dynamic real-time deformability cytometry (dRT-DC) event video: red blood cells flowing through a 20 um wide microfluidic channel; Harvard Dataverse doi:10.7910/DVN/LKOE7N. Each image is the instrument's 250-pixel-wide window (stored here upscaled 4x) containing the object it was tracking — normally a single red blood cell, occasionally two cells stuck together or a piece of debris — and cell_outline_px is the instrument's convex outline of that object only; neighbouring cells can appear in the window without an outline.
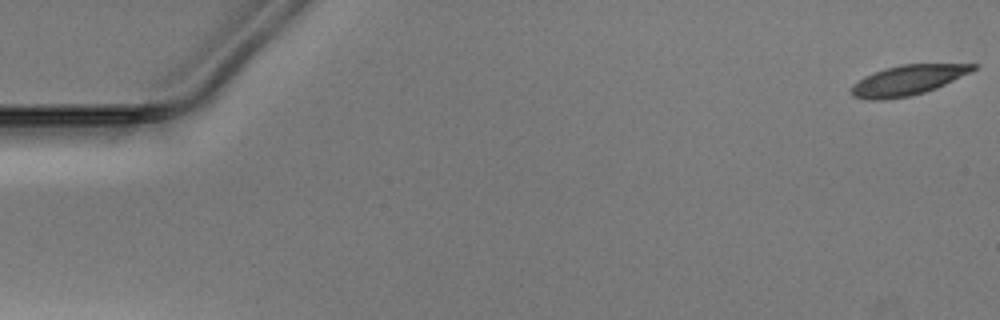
{"species": "Egyptian fruit bat (a non-hibernating species)", "species_latin": "Rousettus aegyptiacus", "temperature_condition": "warm", "stored_images_in_passage": 50, "camera_frame_rate_fps": 3000, "um_per_image_px": 0.085, "animal": {"sex": "male"}, "frame": {"image": 1, "passage_image": 1, "time_ms": 0.0, "image_size_px": [1000, 320], "cell_outline_px": [[980, 64], [972, 72], [936, 88], [924, 92], [908, 96], [880, 100], [872, 100], [852, 96], [852, 84], [864, 76], [884, 68], [900, 64]], "centroid_in_image_um": [77.17, 6.8], "position_along_channel_um": 7.8, "area_um2": 21.21}}
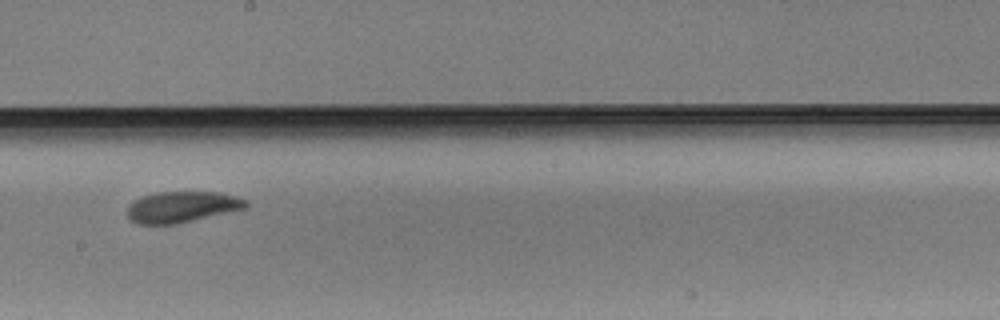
{"frame": {"image": 2, "passage_image": 30, "time_ms": 9.667, "image_size_px": [1000, 320], "cell_outline_px": [[248, 208], [176, 224], [136, 224], [128, 220], [128, 204], [144, 196], [156, 192], [220, 192], [248, 200]], "centroid_in_image_um": [15.48, 17.59], "position_along_channel_um": 232.7, "area_um2": 21.56}}
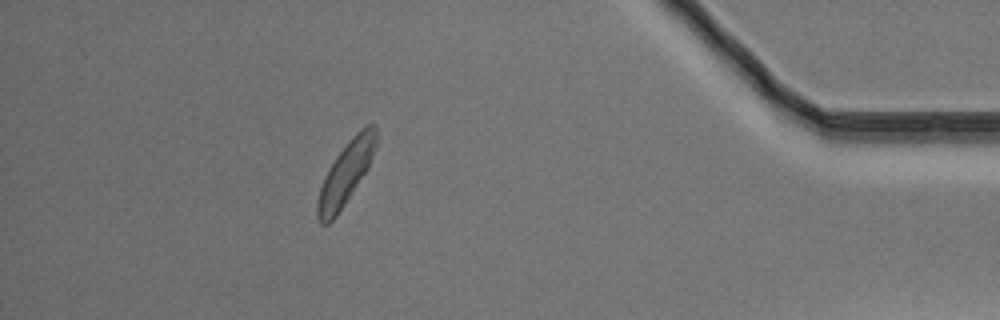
{"frame": {"image": 3, "passage_image": 47, "time_ms": 15.333, "image_size_px": [1000, 320], "cell_outline_px": [[376, 148], [368, 168], [336, 216], [328, 224], [320, 224], [316, 216], [316, 204], [320, 188], [324, 176], [328, 168], [336, 156], [348, 140], [356, 132], [368, 124], [372, 124], [376, 128]], "centroid_in_image_um": [29.37, 14.73], "position_along_channel_um": 405.8, "area_um2": 21.27}}